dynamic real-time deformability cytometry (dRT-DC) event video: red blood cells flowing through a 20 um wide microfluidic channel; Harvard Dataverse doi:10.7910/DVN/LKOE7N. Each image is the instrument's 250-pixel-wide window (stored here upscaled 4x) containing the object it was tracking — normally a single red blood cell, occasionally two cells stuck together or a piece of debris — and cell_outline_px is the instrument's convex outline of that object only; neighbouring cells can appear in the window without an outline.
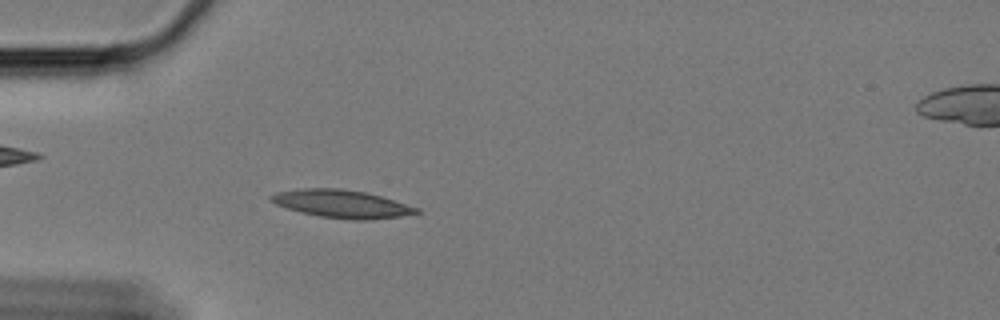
{"species": "Egyptian fruit bat (a non-hibernating species)", "species_latin": "Rousettus aegyptiacus", "temperature_condition": "cold", "stored_images_in_passage": 59, "camera_frame_rate_fps": 3000, "um_per_image_px": 0.085, "animal": {"sex": "female"}, "frame": {"image": 1, "passage_image": 17, "time_ms": 5.333, "image_size_px": [1000, 320], "cell_outline_px": [[420, 212], [400, 216], [368, 220], [352, 220], [320, 216], [300, 212], [276, 204], [268, 196], [276, 192], [304, 188], [340, 188], [364, 192], [380, 196], [420, 208]], "centroid_in_image_um": [29.05, 17.33], "position_along_channel_um": 56.0, "area_um2": 23.41}}
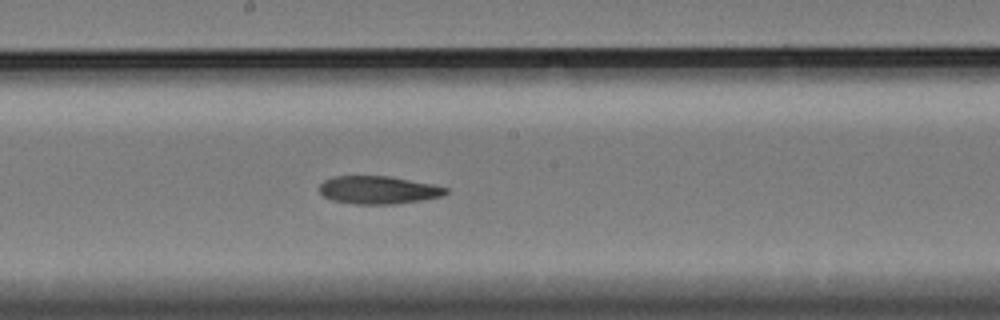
{"frame": {"image": 2, "passage_image": 32, "time_ms": 10.333, "image_size_px": [1000, 320], "cell_outline_px": [[448, 192], [444, 196], [396, 204], [352, 204], [332, 200], [324, 196], [320, 192], [320, 184], [324, 180], [332, 176], [388, 176], [432, 184], [448, 188]], "centroid_in_image_um": [32.15, 16.15], "position_along_channel_um": 216.1, "area_um2": 20.58}}
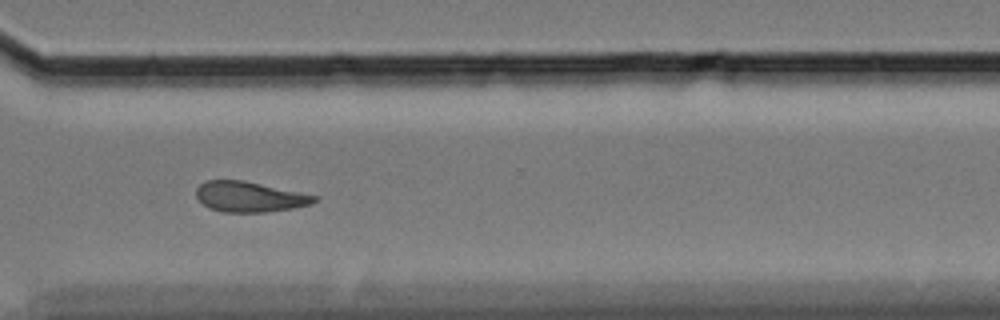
{"frame": {"image": 3, "passage_image": 44, "time_ms": 14.333, "image_size_px": [1000, 320], "cell_outline_px": [[316, 200], [312, 204], [292, 208], [264, 212], [224, 212], [212, 208], [204, 204], [196, 196], [196, 188], [200, 184], [208, 180], [244, 180], [316, 196]], "centroid_in_image_um": [21.18, 16.72], "position_along_channel_um": 349.4, "area_um2": 20.52}, "authors_computed_cell_mechanics": {"area_um2": 21.2704, "velocity_mm_per_s": 3.3352, "shape_relaxation_time_tau1_ms": 11.0235, "shape_relaxation_time_tau2_ms": 5.4931, "deformation_change_tau1": 0.2181, "deformation_change_tau2": 0.1324}}